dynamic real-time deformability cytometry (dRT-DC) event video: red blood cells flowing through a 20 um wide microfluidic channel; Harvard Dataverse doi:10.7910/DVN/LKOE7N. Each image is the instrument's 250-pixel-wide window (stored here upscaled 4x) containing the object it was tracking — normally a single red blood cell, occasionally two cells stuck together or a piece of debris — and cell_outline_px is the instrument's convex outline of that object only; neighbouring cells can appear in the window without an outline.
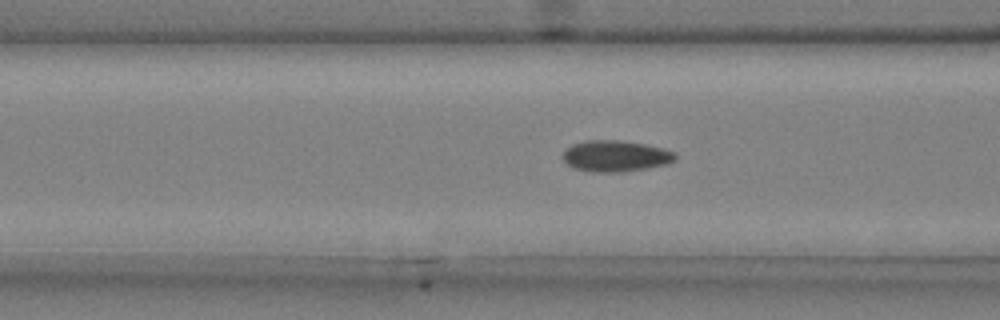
{"species": "common noctule bat (a hibernating species)", "species_latin": "Nyctalus noctula", "temperature_condition": "cold", "stored_images_in_passage": 33, "camera_frame_rate_fps": 3000, "um_per_image_px": 0.085, "animal": {"sex": "male", "body_mass_g": 20.4}, "frame": {"image": 1, "passage_image": 6, "time_ms": 1.667, "image_size_px": [1000, 320], "cell_outline_px": [[676, 160], [668, 164], [648, 168], [620, 172], [592, 172], [576, 168], [568, 164], [564, 160], [564, 152], [572, 144], [584, 140], [620, 140], [644, 144], [664, 148], [676, 152]], "centroid_in_image_um": [52.38, 13.26], "position_along_channel_um": 114.2, "area_um2": 20.46}}
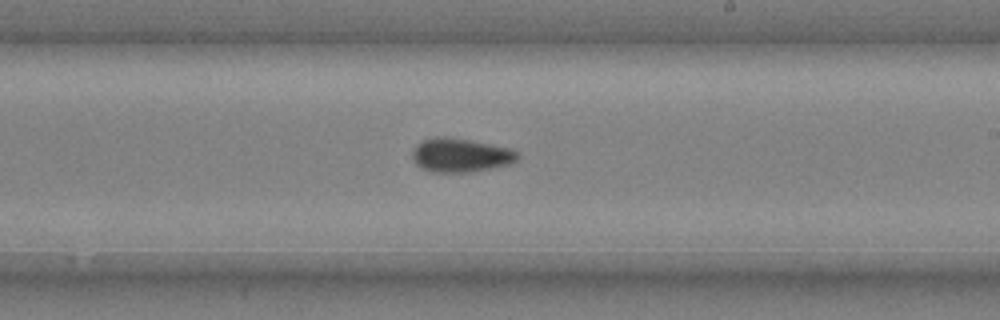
{"frame": {"image": 2, "passage_image": 17, "time_ms": 5.333, "image_size_px": [1000, 320], "cell_outline_px": [[520, 156], [516, 160], [508, 164], [492, 168], [472, 172], [432, 172], [420, 168], [412, 160], [412, 152], [416, 144], [424, 140], [436, 136], [444, 136], [468, 140], [508, 148], [516, 152]], "centroid_in_image_um": [39.09, 13.2], "position_along_channel_um": 249.9, "area_um2": 20.63}}
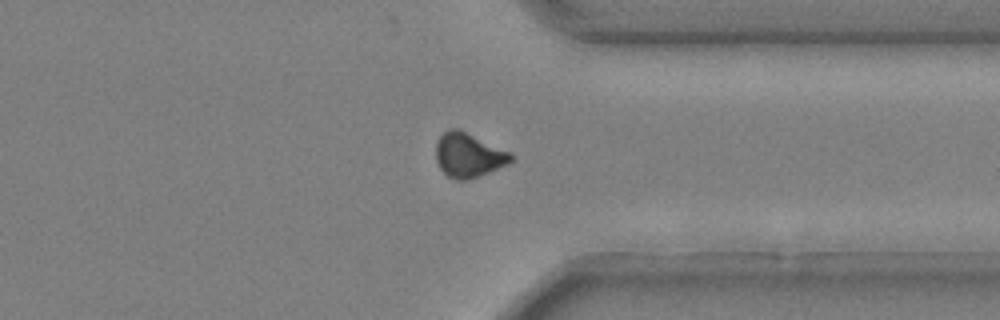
{"frame": {"image": 3, "passage_image": 27, "time_ms": 8.667, "image_size_px": [1000, 320], "cell_outline_px": [[516, 156], [508, 164], [468, 180], [456, 180], [448, 176], [440, 168], [436, 160], [436, 144], [440, 136], [448, 128], [456, 128], [512, 152]], "centroid_in_image_um": [39.84, 13.19], "position_along_channel_um": 371.6, "area_um2": 19.36}}